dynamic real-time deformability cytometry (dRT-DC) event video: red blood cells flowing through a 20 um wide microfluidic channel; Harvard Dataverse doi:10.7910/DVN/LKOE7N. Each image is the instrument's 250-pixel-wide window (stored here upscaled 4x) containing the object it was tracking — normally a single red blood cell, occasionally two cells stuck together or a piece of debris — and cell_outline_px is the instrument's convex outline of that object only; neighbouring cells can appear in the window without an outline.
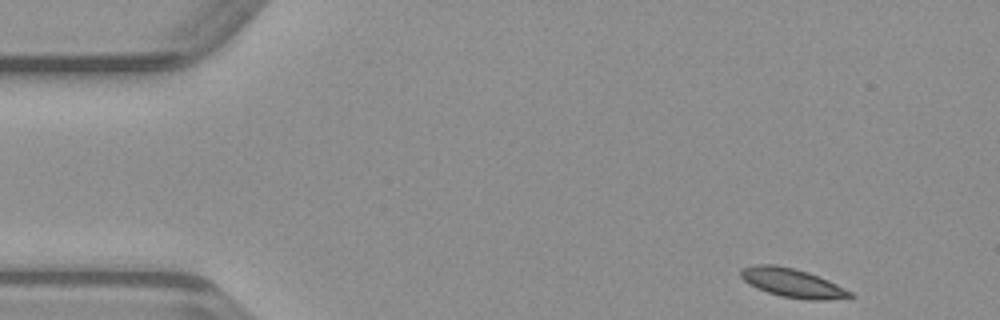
{"species": "common noctule bat (a hibernating species)", "species_latin": "Nyctalus noctula", "temperature_condition": "warm", "stored_images_in_passage": 45, "camera_frame_rate_fps": 3000, "um_per_image_px": 0.085, "animal": {"sex": "male", "body_mass_g": 23.1, "forearm_length_mm": 52.7}, "frame": {"image": 1, "passage_image": 1, "time_ms": 0.0, "image_size_px": [1000, 320], "cell_outline_px": [[856, 296], [824, 300], [808, 300], [780, 296], [756, 288], [748, 284], [740, 276], [740, 268], [752, 264], [776, 264], [808, 272], [828, 280], [852, 292]], "centroid_in_image_um": [67.31, 24.04], "position_along_channel_um": 17.7, "area_um2": 18.44}}
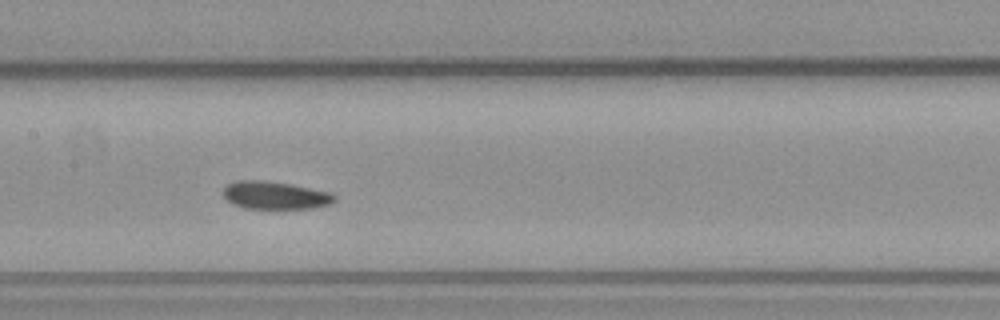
{"frame": {"image": 2, "passage_image": 20, "time_ms": 6.333, "image_size_px": [1000, 320], "cell_outline_px": [[336, 200], [328, 204], [312, 208], [248, 208], [232, 204], [220, 192], [228, 184], [236, 180], [264, 180], [288, 184], [332, 192], [336, 196]], "centroid_in_image_um": [23.36, 16.59], "position_along_channel_um": 184.0, "area_um2": 17.92}}
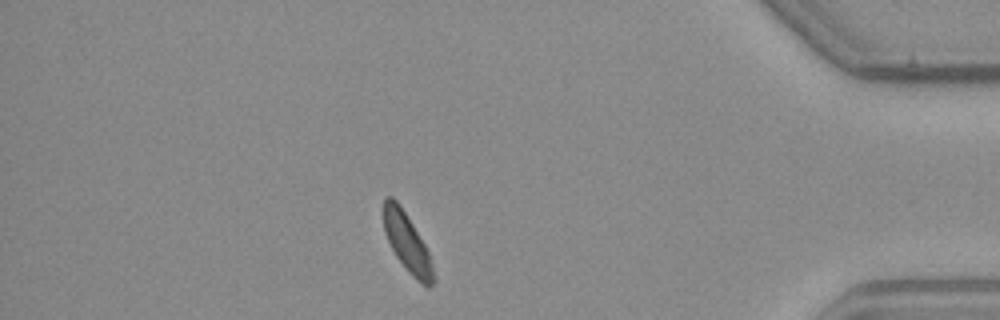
{"frame": {"image": 3, "passage_image": 39, "time_ms": 12.667, "image_size_px": [1000, 320], "cell_outline_px": [[436, 280], [428, 288], [416, 280], [408, 272], [396, 256], [384, 232], [384, 196], [392, 196], [396, 200], [412, 224], [424, 244], [428, 252], [436, 276]], "centroid_in_image_um": [34.62, 20.68], "position_along_channel_um": 400.6, "area_um2": 16.76}}